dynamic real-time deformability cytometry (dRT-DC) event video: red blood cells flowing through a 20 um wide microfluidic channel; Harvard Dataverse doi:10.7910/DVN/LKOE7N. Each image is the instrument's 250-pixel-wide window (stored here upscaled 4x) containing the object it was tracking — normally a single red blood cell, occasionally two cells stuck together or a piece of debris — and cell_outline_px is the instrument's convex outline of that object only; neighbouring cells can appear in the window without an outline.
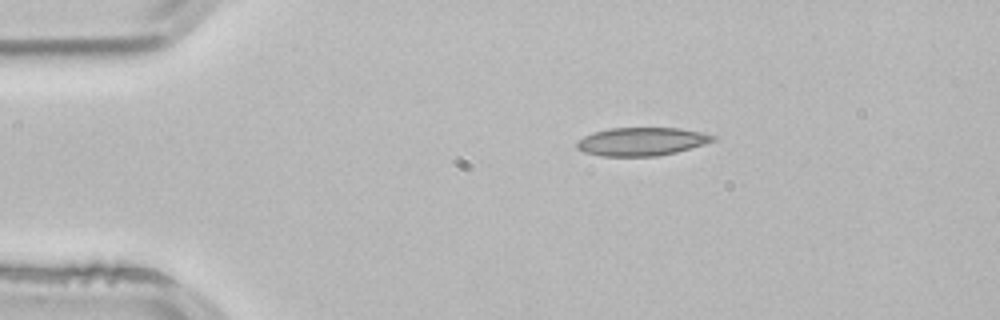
{"species": "common noctule bat (a hibernating species)", "species_latin": "Nyctalus noctula", "temperature_condition": "room temperature", "stored_images_in_passage": 2, "camera_frame_rate_fps": 3000, "um_per_image_px": 0.085, "animal": {"sex": "male", "body_mass_g": 21.5, "forearm_length_mm": 52.0}, "frame": {"image": 1, "passage_image": 1, "time_ms": 0.0, "image_size_px": [1000, 320], "cell_outline_px": [[716, 140], [704, 144], [676, 152], [656, 156], [600, 156], [584, 152], [576, 148], [576, 140], [592, 132], [608, 128], [680, 128], [700, 132], [716, 136]], "centroid_in_image_um": [54.49, 12.03], "position_along_channel_um": 30.5, "area_um2": 22.48}}